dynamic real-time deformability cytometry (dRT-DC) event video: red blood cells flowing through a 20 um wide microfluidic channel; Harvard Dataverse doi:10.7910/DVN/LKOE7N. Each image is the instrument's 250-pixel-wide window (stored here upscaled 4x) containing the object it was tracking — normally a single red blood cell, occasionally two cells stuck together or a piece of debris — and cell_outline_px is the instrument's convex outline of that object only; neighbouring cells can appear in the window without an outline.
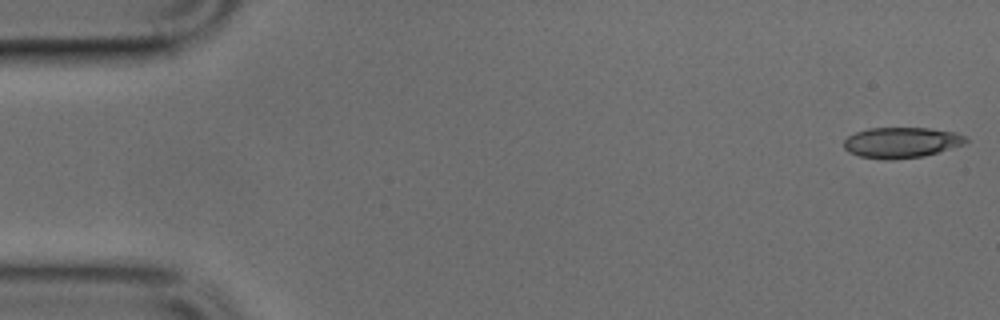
{"species": "common noctule bat (a hibernating species)", "species_latin": "Nyctalus noctula", "temperature_condition": "cold", "stored_images_in_passage": 48, "camera_frame_rate_fps": 3000, "um_per_image_px": 0.085, "animal": {"sex": "male", "body_mass_g": 17.9, "forearm_length_mm": 54.2}, "frame": {"image": 1, "passage_image": 1, "time_ms": 0.0, "image_size_px": [1000, 320], "cell_outline_px": [[968, 140], [964, 144], [924, 156], [892, 160], [884, 160], [860, 156], [848, 152], [844, 148], [844, 140], [848, 136], [856, 132], [868, 128], [928, 128], [956, 132], [964, 136]], "centroid_in_image_um": [76.59, 12.12], "position_along_channel_um": 8.4, "area_um2": 21.79}}
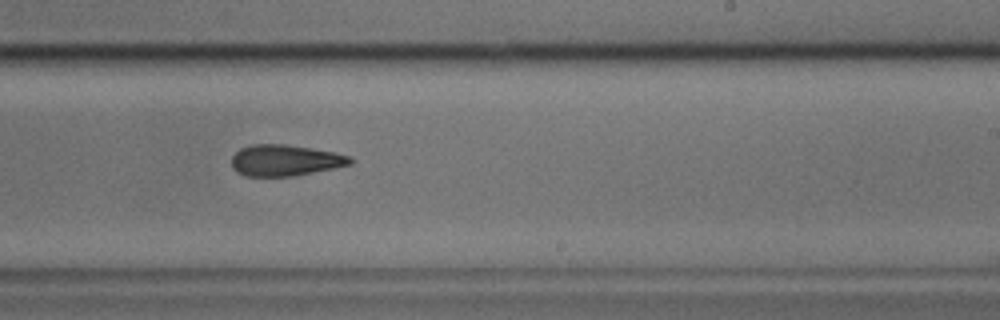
{"frame": {"image": 2, "passage_image": 29, "time_ms": 9.333, "image_size_px": [1000, 320], "cell_outline_px": [[356, 160], [352, 164], [292, 176], [244, 176], [236, 172], [232, 168], [232, 156], [240, 148], [252, 144], [284, 144], [312, 148], [336, 152], [352, 156]], "centroid_in_image_um": [24.25, 13.62], "position_along_channel_um": 264.8, "area_um2": 21.73}}
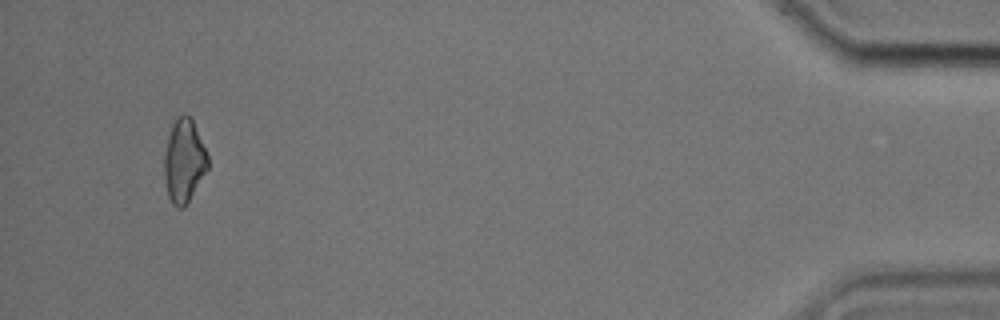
{"frame": {"image": 3, "passage_image": 46, "time_ms": 15.0, "image_size_px": [1000, 320], "cell_outline_px": [[208, 168], [184, 208], [176, 208], [172, 204], [168, 196], [164, 180], [164, 152], [168, 136], [172, 124], [184, 112], [192, 120], [208, 156]], "centroid_in_image_um": [15.61, 13.71], "position_along_channel_um": 419.6, "area_um2": 20.98}}